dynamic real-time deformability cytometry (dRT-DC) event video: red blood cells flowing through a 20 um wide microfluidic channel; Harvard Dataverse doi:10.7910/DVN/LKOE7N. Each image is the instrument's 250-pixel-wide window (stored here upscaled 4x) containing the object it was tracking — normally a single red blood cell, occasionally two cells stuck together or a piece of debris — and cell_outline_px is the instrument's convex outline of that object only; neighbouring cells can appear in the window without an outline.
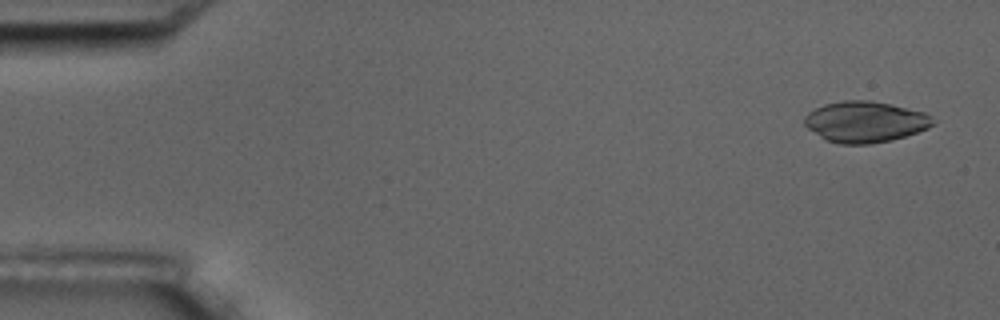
{"species": "common noctule bat (a hibernating species)", "species_latin": "Nyctalus noctula", "temperature_condition": "room temperature", "stored_images_in_passage": 4, "camera_frame_rate_fps": 3000, "um_per_image_px": 0.085, "animal": {"sex": "male", "body_mass_g": 17.5, "forearm_length_mm": 52.3}, "frame": {"image": 1, "passage_image": 1, "time_ms": 0.0, "image_size_px": [1000, 320], "cell_outline_px": [[936, 124], [928, 128], [892, 140], [872, 144], [840, 144], [828, 140], [820, 136], [808, 128], [804, 124], [804, 116], [808, 112], [824, 104], [844, 100], [868, 100], [892, 104], [924, 112], [936, 120]], "centroid_in_image_um": [73.55, 10.35], "position_along_channel_um": 11.4, "area_um2": 30.75}}